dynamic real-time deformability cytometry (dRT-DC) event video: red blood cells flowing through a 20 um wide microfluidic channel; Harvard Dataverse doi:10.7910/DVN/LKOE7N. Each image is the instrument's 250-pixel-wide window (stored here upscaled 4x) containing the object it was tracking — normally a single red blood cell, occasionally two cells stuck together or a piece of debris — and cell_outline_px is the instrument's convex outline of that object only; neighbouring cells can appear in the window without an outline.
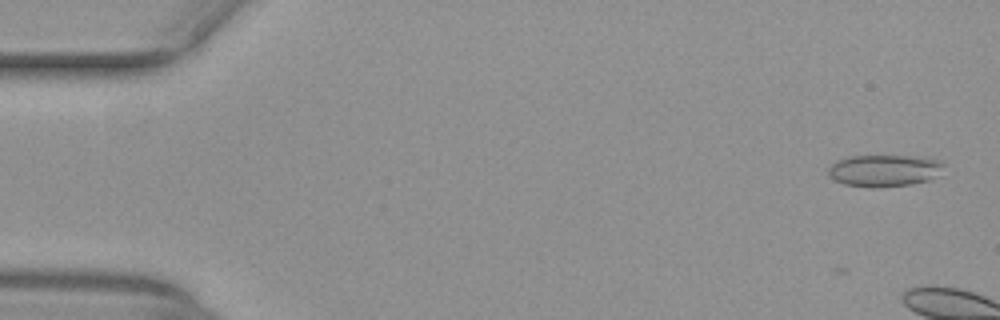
{"species": "common noctule bat (a hibernating species)", "species_latin": "Nyctalus noctula", "temperature_condition": "warm", "stored_images_in_passage": 5, "camera_frame_rate_fps": 3000, "um_per_image_px": 0.085, "animal": {"sex": "female", "body_mass_g": 29.2, "forearm_length_mm": 56.3}, "frame": {"image": 1, "passage_image": 1, "time_ms": 0.0, "image_size_px": [1000, 320], "cell_outline_px": [[944, 164], [936, 176], [928, 180], [912, 184], [872, 188], [844, 184], [828, 176], [828, 168], [836, 160], [852, 156], [912, 156], [940, 160]], "centroid_in_image_um": [75.12, 14.5], "position_along_channel_um": 9.9, "area_um2": 21.33}}